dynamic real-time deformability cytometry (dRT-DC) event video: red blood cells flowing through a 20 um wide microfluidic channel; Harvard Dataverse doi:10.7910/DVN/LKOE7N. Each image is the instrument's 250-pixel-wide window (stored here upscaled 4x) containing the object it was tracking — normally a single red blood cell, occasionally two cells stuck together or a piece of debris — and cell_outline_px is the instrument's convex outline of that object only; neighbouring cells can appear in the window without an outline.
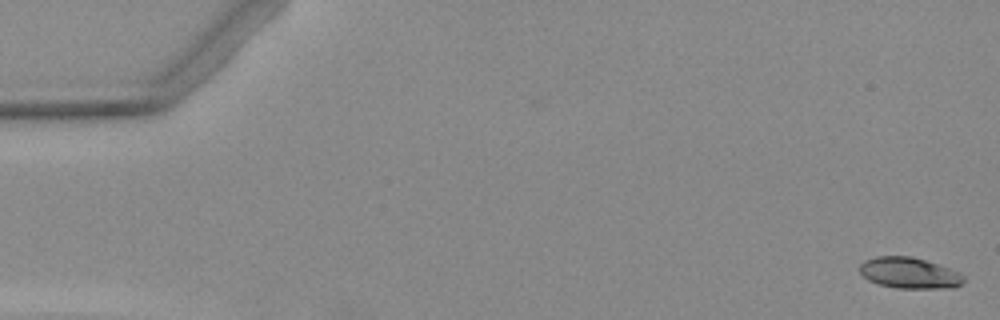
{"species": "Egyptian fruit bat (a non-hibernating species)", "species_latin": "Rousettus aegyptiacus", "temperature_condition": "warm", "stored_images_in_passage": 6, "camera_frame_rate_fps": 3000, "um_per_image_px": 0.085, "animal": {"sex": "female"}, "frame": {"image": 1, "passage_image": 1, "time_ms": 0.0, "image_size_px": [1000, 320], "cell_outline_px": [[964, 280], [960, 284], [952, 288], [896, 288], [880, 284], [868, 280], [860, 272], [860, 264], [864, 260], [876, 256], [912, 256], [960, 272], [964, 276]], "centroid_in_image_um": [77.28, 23.2], "position_along_channel_um": 7.7, "area_um2": 18.67}}
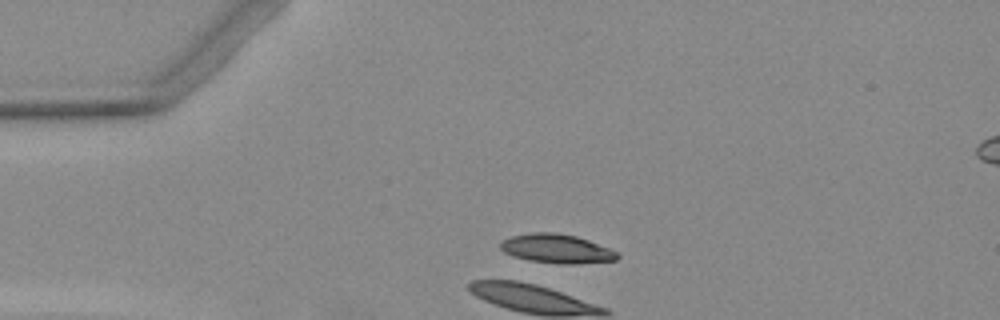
{"frame": {"image": 2, "passage_image": 4, "time_ms": 3.667, "image_size_px": [1000, 320], "cell_outline_px": [[620, 256], [616, 260], [576, 264], [560, 264], [528, 260], [512, 256], [504, 252], [500, 248], [500, 244], [504, 240], [512, 236], [532, 232], [556, 232], [576, 236], [588, 240], [608, 248], [616, 252]], "centroid_in_image_um": [47.3, 21.14], "position_along_channel_um": 37.7, "area_um2": 19.71}}